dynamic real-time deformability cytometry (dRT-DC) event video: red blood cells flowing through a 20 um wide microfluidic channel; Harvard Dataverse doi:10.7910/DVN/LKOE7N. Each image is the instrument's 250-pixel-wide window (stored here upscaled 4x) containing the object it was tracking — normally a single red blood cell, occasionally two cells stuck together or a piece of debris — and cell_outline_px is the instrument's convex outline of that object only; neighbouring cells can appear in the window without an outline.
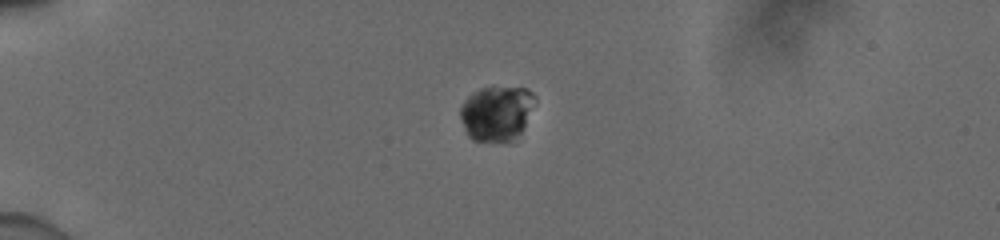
{"species": "human", "species_latin": "Homo sapiens", "temperature_condition": "cold", "stored_images_in_passage": 41, "camera_frame_rate_fps": 3000, "um_per_image_px": 0.085, "donor": {"sex": "male"}, "frame": {"image": 1, "passage_image": 1, "time_ms": 0.0, "image_size_px": [1000, 240], "cell_outline_px": [[536, 104], [520, 132], [512, 140], [472, 140], [468, 136], [464, 128], [460, 116], [460, 108], [464, 100], [472, 92], [480, 88], [524, 88], [532, 92], [536, 96]], "centroid_in_image_um": [42.21, 9.59], "position_along_channel_um": 42.8, "area_um2": 23.64}}
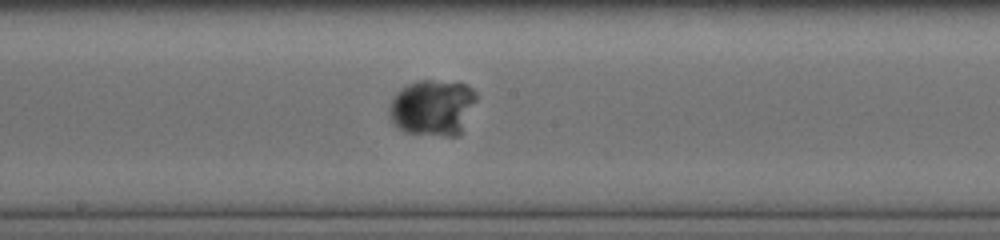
{"frame": {"image": 2, "passage_image": 18, "time_ms": 5.667, "image_size_px": [1000, 240], "cell_outline_px": [[476, 100], [460, 136], [444, 136], [404, 132], [392, 120], [388, 112], [392, 96], [400, 88], [408, 84], [420, 80], [432, 80], [464, 84], [472, 88], [476, 92]], "centroid_in_image_um": [36.77, 9.15], "position_along_channel_um": 211.4, "area_um2": 28.5}}
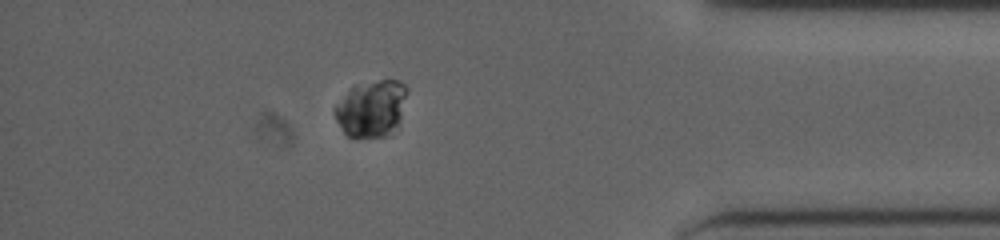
{"frame": {"image": 3, "passage_image": 35, "time_ms": 11.333, "image_size_px": [1000, 240], "cell_outline_px": [[408, 92], [400, 116], [396, 124], [384, 136], [348, 136], [344, 132], [336, 120], [332, 112], [332, 108], [352, 88], [380, 80], [400, 80], [408, 88]], "centroid_in_image_um": [31.55, 9.2], "position_along_channel_um": 403.6, "area_um2": 23.06}, "authors_computed_cell_mechanics": {"area_um2": 26.9348, "velocity_mm_per_s": 3.8497, "shape_relaxation_time_tau1_ms": 1.3886, "shape_relaxation_time_tau2_ms": null, "deformation_change_tau1": null, "deformation_change_tau2": null}}